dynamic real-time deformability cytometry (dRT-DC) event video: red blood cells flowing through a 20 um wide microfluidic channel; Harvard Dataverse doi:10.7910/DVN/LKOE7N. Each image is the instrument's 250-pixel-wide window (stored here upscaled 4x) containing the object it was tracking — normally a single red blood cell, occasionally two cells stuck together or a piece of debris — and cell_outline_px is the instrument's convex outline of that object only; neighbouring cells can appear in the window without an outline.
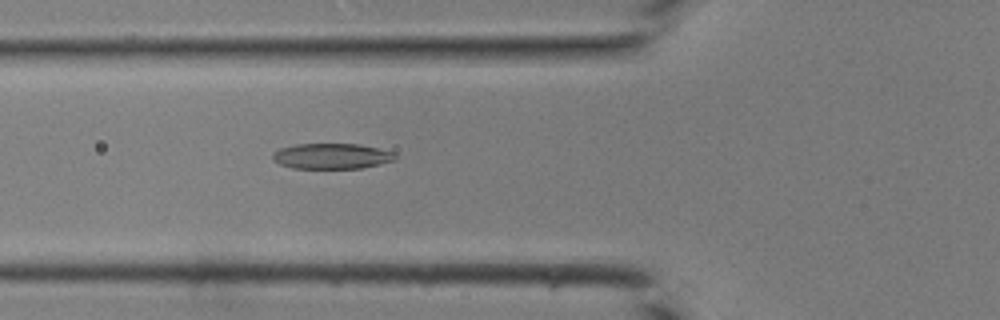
{"species": "common noctule bat (a hibernating species)", "species_latin": "Nyctalus noctula", "temperature_condition": "room temperature", "stored_images_in_passage": 34, "camera_frame_rate_fps": 3000, "um_per_image_px": 0.085, "animal": {"sex": "male", "body_mass_g": 19.0, "forearm_length_mm": 50.8}, "frame": {"image": 1, "passage_image": 8, "time_ms": 2.333, "image_size_px": [1000, 320], "cell_outline_px": [[396, 160], [380, 164], [360, 168], [292, 168], [280, 164], [272, 160], [272, 152], [280, 148], [296, 144], [360, 144], [392, 152], [396, 156]], "centroid_in_image_um": [28.16, 13.27], "position_along_channel_um": 97.6, "area_um2": 18.21}}
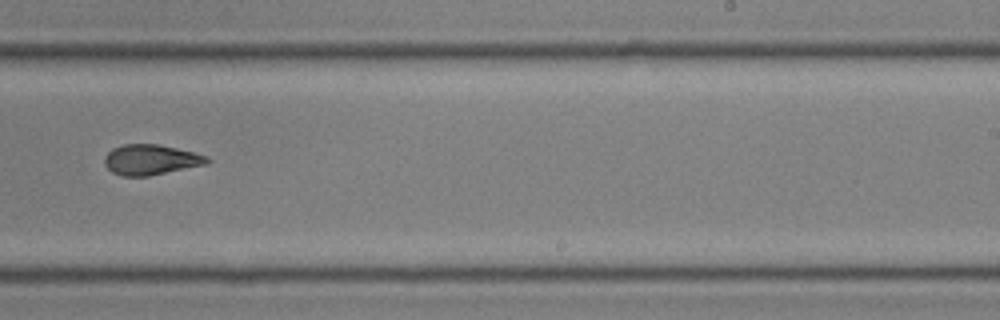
{"frame": {"image": 2, "passage_image": 19, "time_ms": 6.0, "image_size_px": [1000, 320], "cell_outline_px": [[212, 160], [204, 164], [148, 176], [120, 176], [112, 172], [104, 164], [104, 156], [112, 148], [124, 144], [160, 144], [208, 156]], "centroid_in_image_um": [12.77, 13.57], "position_along_channel_um": 276.2, "area_um2": 18.03}}
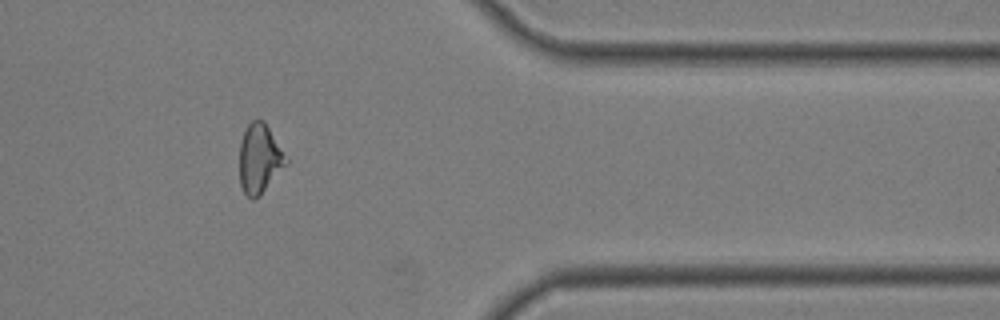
{"frame": {"image": 3, "passage_image": 27, "time_ms": 8.667, "image_size_px": [1000, 320], "cell_outline_px": [[288, 164], [260, 196], [252, 200], [244, 192], [240, 184], [240, 144], [244, 128], [252, 120], [264, 120], [288, 160]], "centroid_in_image_um": [22.06, 13.5], "position_along_channel_um": 389.3, "area_um2": 18.84}}